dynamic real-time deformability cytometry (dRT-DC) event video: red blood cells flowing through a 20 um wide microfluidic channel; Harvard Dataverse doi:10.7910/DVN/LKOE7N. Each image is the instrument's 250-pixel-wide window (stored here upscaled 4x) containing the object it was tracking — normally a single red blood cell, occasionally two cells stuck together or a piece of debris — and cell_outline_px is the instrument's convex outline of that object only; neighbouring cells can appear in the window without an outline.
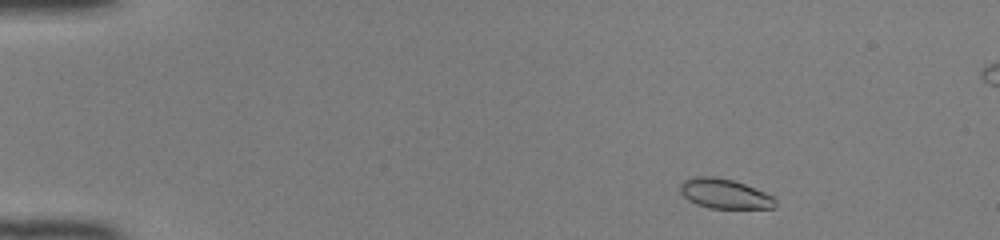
{"species": "common noctule bat (a hibernating species)", "species_latin": "Nyctalus noctula", "temperature_condition": "room temperature", "stored_images_in_passage": 46, "segment_of_instrument_passage": [1, 2], "camera_frame_rate_fps": 3000, "um_per_image_px": 0.085, "animal": {"sex": "female", "body_mass_g": 22.0, "forearm_length_mm": 56.7}, "frame": {"image": 1, "passage_image": 3, "time_ms": 0.667, "image_size_px": [1000, 240], "cell_outline_px": [[776, 208], [708, 208], [696, 204], [688, 200], [680, 192], [680, 184], [684, 180], [692, 176], [712, 176], [732, 180], [744, 184], [764, 192], [772, 196], [776, 200]], "centroid_in_image_um": [61.56, 16.47], "position_along_channel_um": 23.4, "area_um2": 16.47}}
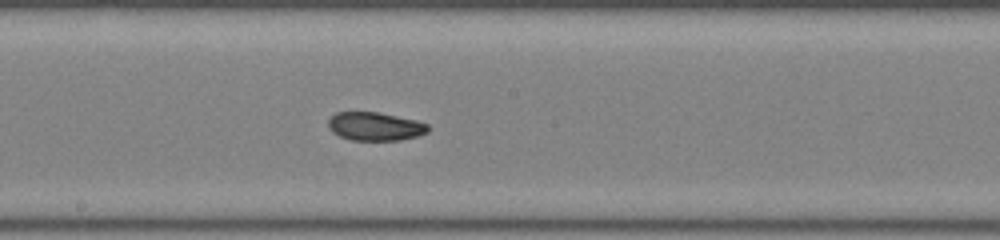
{"frame": {"image": 2, "passage_image": 24, "time_ms": 7.667, "image_size_px": [1000, 240], "cell_outline_px": [[428, 132], [416, 136], [400, 140], [352, 140], [340, 136], [332, 132], [328, 128], [328, 120], [336, 112], [380, 112], [416, 120], [428, 124]], "centroid_in_image_um": [31.87, 10.74], "position_along_channel_um": 216.3, "area_um2": 16.53}}
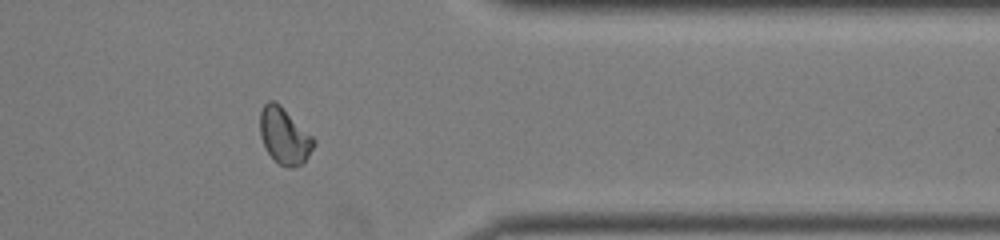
{"frame": {"image": 3, "passage_image": 37, "time_ms": 12.0, "image_size_px": [1000, 240], "cell_outline_px": [[316, 144], [308, 156], [296, 168], [288, 168], [280, 164], [268, 152], [260, 136], [260, 112], [264, 104], [268, 100], [272, 100], [280, 104], [316, 140]], "centroid_in_image_um": [24.17, 11.54], "position_along_channel_um": 387.2, "area_um2": 17.46}}